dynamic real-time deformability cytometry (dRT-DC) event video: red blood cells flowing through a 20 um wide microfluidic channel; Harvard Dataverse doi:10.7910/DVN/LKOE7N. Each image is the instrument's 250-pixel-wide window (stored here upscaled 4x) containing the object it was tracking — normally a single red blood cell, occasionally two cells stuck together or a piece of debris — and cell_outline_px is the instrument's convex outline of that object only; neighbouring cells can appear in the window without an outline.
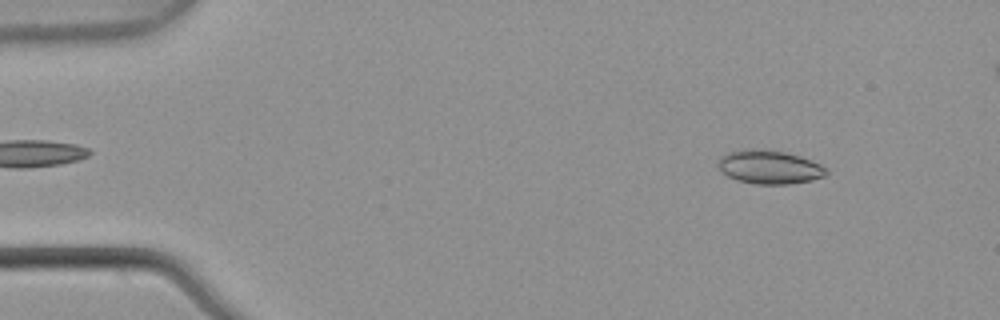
{"species": "common noctule bat (a hibernating species)", "species_latin": "Nyctalus noctula", "temperature_condition": "warm", "stored_images_in_passage": 4, "camera_frame_rate_fps": 3000, "um_per_image_px": 0.085, "animal": {"sex": "male", "body_mass_g": 21.5, "forearm_length_mm": 52.0}, "frame": {"image": 1, "passage_image": 1, "time_ms": 0.0, "image_size_px": [1000, 320], "cell_outline_px": [[828, 172], [824, 176], [812, 180], [788, 184], [756, 184], [736, 180], [728, 176], [716, 164], [720, 156], [728, 152], [744, 148], [764, 148], [784, 152], [800, 156], [820, 164], [828, 168]], "centroid_in_image_um": [65.38, 14.18], "position_along_channel_um": 19.6, "area_um2": 21.44}}